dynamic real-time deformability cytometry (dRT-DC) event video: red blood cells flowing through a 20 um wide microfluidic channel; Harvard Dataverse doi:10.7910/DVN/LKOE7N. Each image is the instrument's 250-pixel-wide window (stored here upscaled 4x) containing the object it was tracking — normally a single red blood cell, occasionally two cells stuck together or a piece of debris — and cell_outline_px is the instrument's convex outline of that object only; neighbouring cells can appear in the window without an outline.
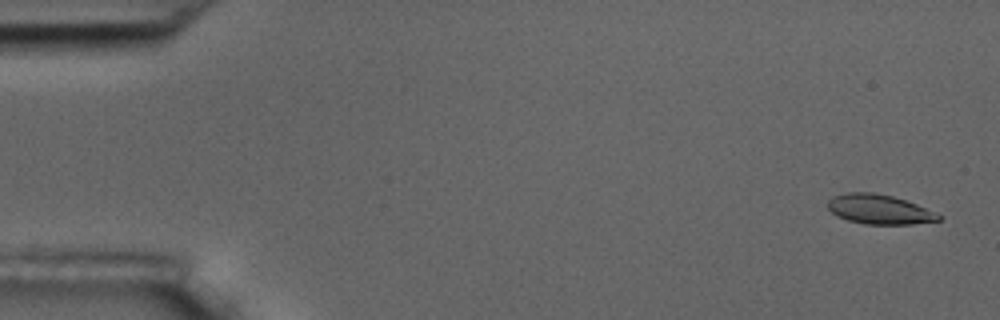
{"species": "common noctule bat (a hibernating species)", "species_latin": "Nyctalus noctula", "temperature_condition": "room temperature", "stored_images_in_passage": 6, "camera_frame_rate_fps": 3000, "um_per_image_px": 0.085, "animal": {"sex": "male", "body_mass_g": 17.5, "forearm_length_mm": 52.3}, "frame": {"image": 1, "passage_image": 1, "time_ms": 0.0, "image_size_px": [1000, 320], "cell_outline_px": [[944, 216], [940, 220], [912, 224], [864, 224], [848, 220], [836, 216], [828, 208], [828, 200], [832, 196], [848, 192], [872, 192], [892, 196], [916, 204]], "centroid_in_image_um": [74.72, 17.79], "position_along_channel_um": 10.3, "area_um2": 19.07}}
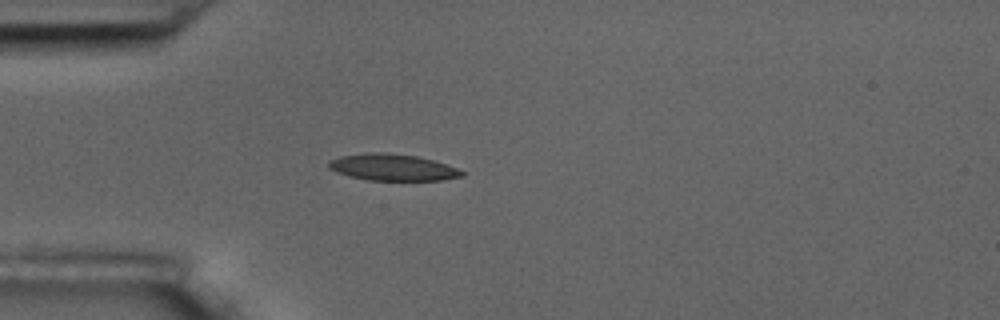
{"frame": {"image": 2, "passage_image": 5, "time_ms": 4.667, "image_size_px": [1000, 320], "cell_outline_px": [[464, 176], [440, 180], [368, 180], [348, 176], [336, 172], [328, 168], [328, 160], [340, 156], [368, 152], [384, 152], [416, 156], [432, 160], [456, 168], [464, 172]], "centroid_in_image_um": [33.31, 14.22], "position_along_channel_um": 51.7, "area_um2": 20.58}}